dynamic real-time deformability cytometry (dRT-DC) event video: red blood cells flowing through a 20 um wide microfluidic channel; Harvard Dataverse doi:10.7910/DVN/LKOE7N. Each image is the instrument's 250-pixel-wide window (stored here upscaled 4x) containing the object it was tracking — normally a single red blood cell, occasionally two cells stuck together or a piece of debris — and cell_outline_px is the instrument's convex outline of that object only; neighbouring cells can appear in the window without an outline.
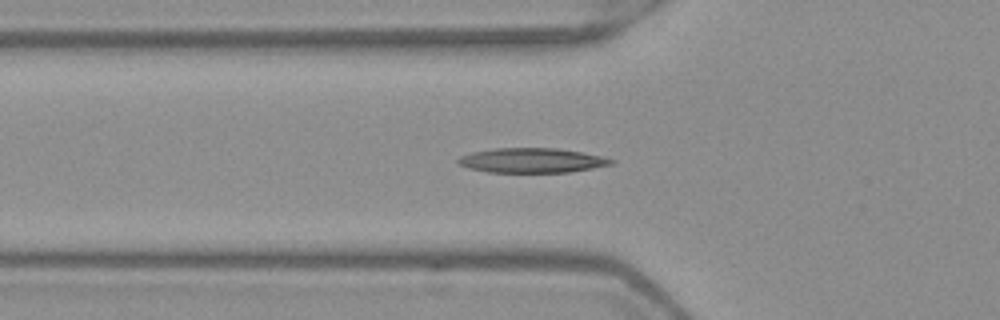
{"species": "Egyptian fruit bat (a non-hibernating species)", "species_latin": "Rousettus aegyptiacus", "temperature_condition": "warm", "stored_images_in_passage": 44, "segment_of_instrument_passage": [1, 2], "camera_frame_rate_fps": 3000, "um_per_image_px": 0.085, "frame": {"image": 1, "passage_image": 10, "time_ms": 3.0, "image_size_px": [1000, 320], "cell_outline_px": [[616, 160], [612, 164], [592, 168], [568, 172], [488, 172], [468, 168], [460, 164], [456, 160], [460, 156], [472, 152], [496, 148], [556, 148], [580, 152], [600, 156]], "centroid_in_image_um": [45.18, 13.63], "position_along_channel_um": 80.6, "area_um2": 21.79}}
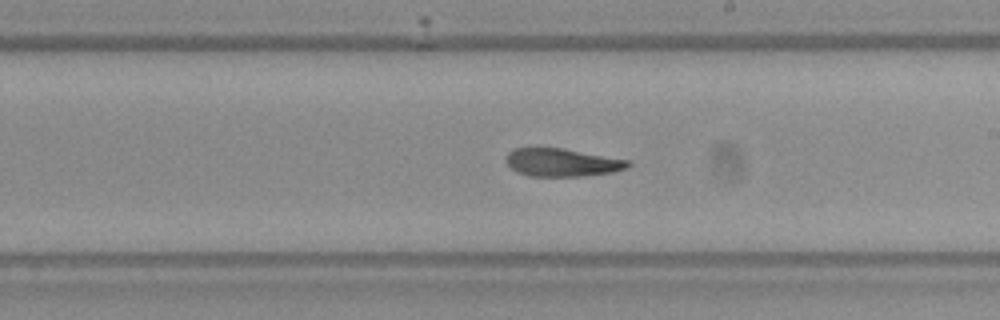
{"frame": {"image": 2, "passage_image": 22, "time_ms": 7.0, "image_size_px": [1000, 320], "cell_outline_px": [[632, 164], [628, 168], [612, 172], [580, 176], [532, 176], [516, 172], [504, 160], [508, 152], [516, 148], [564, 148], [632, 160]], "centroid_in_image_um": [47.82, 13.8], "position_along_channel_um": 241.2, "area_um2": 20.06}}
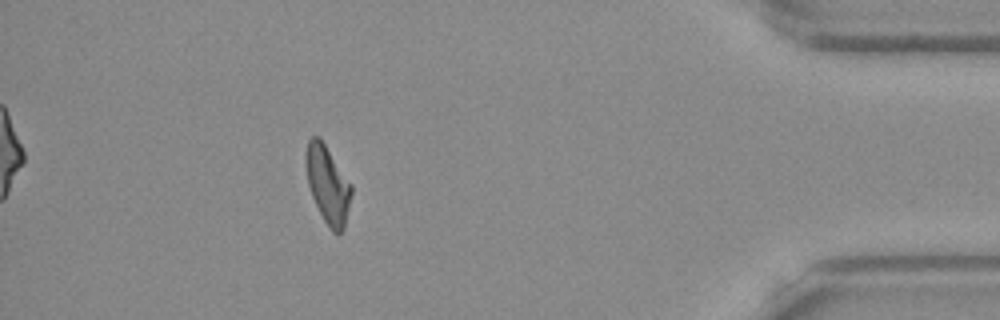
{"frame": {"image": 3, "passage_image": 38, "time_ms": 12.333, "image_size_px": [1000, 320], "cell_outline_px": [[352, 192], [344, 228], [340, 232], [332, 232], [324, 220], [312, 196], [308, 184], [304, 164], [304, 156], [308, 140], [312, 136], [320, 136], [352, 184]], "centroid_in_image_um": [27.84, 15.62], "position_along_channel_um": 407.4, "area_um2": 20.69}}